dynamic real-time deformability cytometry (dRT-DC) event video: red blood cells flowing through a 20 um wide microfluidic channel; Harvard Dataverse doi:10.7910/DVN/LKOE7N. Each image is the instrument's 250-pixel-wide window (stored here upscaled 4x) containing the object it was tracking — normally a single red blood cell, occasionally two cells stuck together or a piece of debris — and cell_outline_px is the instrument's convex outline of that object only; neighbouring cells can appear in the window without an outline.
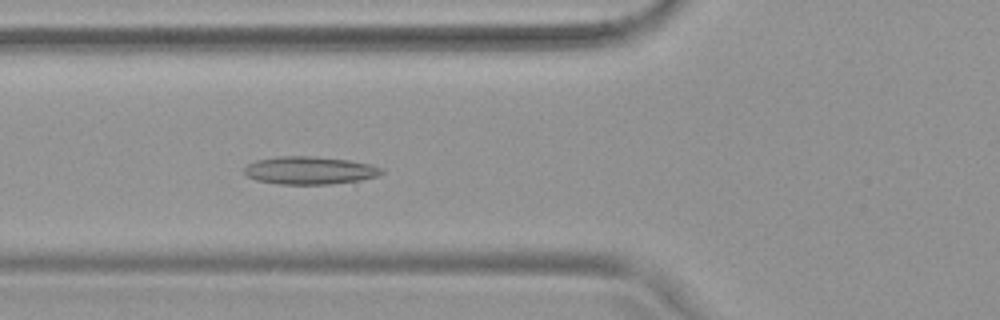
{"species": "common noctule bat (a hibernating species)", "species_latin": "Nyctalus noctula", "temperature_condition": "warm", "stored_images_in_passage": 54, "camera_frame_rate_fps": 3000, "um_per_image_px": 0.085, "animal": {"sex": "female", "body_mass_g": 19.9}, "frame": {"image": 1, "passage_image": 20, "time_ms": 6.333, "image_size_px": [1000, 320], "cell_outline_px": [[384, 172], [376, 176], [360, 180], [332, 184], [280, 184], [256, 180], [248, 176], [244, 172], [244, 168], [248, 164], [256, 160], [276, 156], [312, 156], [348, 160], [368, 164], [384, 168]], "centroid_in_image_um": [26.31, 14.48], "position_along_channel_um": 99.5, "area_um2": 22.2}}
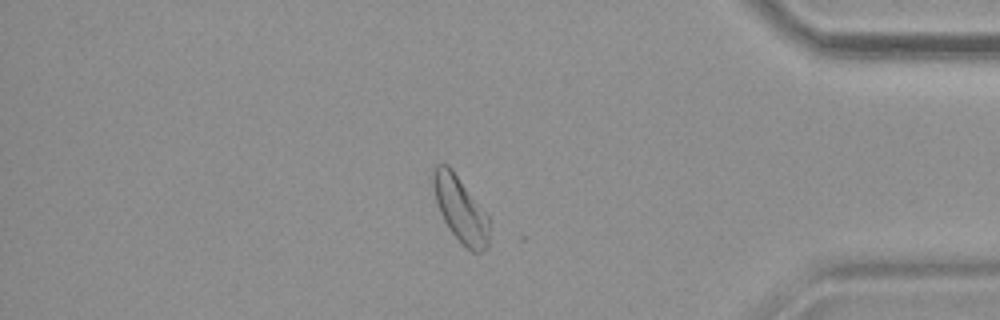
{"frame": {"image": 2, "passage_image": 46, "time_ms": 15.0, "image_size_px": [1000, 320], "cell_outline_px": [[488, 248], [480, 252], [472, 252], [448, 228], [436, 204], [432, 184], [432, 168], [436, 164], [448, 164], [452, 168], [488, 216]], "centroid_in_image_um": [39.1, 17.74], "position_along_channel_um": 396.1, "area_um2": 21.21}}
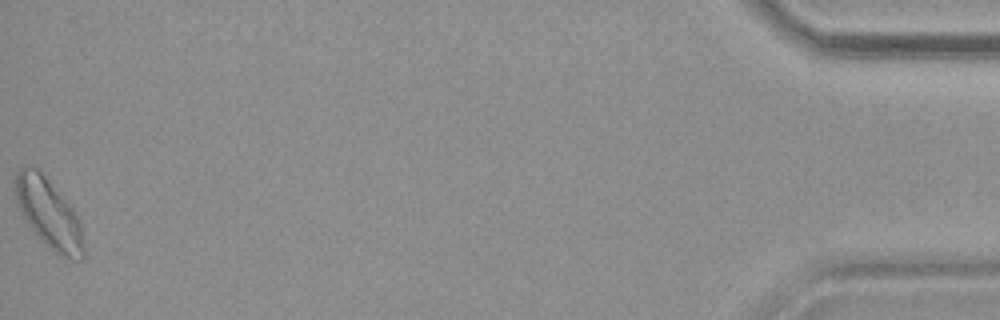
{"frame": {"image": 3, "passage_image": 54, "time_ms": 17.667, "image_size_px": [1000, 320], "cell_outline_px": [[84, 260], [80, 260], [60, 256], [40, 240], [36, 236], [24, 220], [16, 204], [12, 188], [12, 180], [16, 172], [24, 164], [36, 168], [44, 176], [72, 208], [80, 220], [84, 240]], "centroid_in_image_um": [4.08, 18.14], "position_along_channel_um": 431.1, "area_um2": 28.21}, "authors_computed_cell_mechanics": {"area_um2": 22.9466, "velocity_mm_per_s": 3.7439, "shape_relaxation_time_tau1_ms": null, "shape_relaxation_time_tau2_ms": 2.9821, "deformation_change_tau1": null, "deformation_change_tau2": 0.1066}}